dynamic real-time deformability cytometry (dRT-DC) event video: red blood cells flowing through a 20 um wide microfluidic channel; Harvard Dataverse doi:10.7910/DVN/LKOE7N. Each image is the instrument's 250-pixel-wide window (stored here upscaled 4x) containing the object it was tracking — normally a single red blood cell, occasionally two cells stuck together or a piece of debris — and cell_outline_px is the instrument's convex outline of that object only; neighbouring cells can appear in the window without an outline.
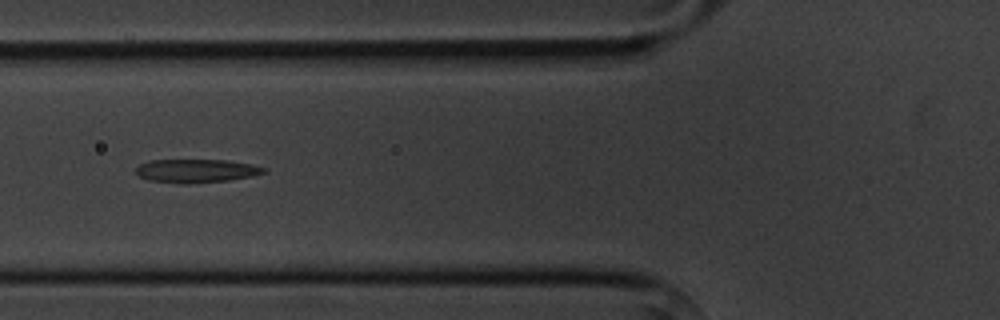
{"species": "common noctule bat (a hibernating species)", "species_latin": "Nyctalus noctula", "temperature_condition": "cold", "stored_images_in_passage": 7, "camera_frame_rate_fps": 3000, "um_per_image_px": 0.085, "animal": {"sex": "male", "body_mass_g": 20.1, "forearm_length_mm": 53.5}, "frame": {"image": 1, "passage_image": 6, "time_ms": 6.0, "image_size_px": [1000, 320], "cell_outline_px": [[268, 172], [252, 176], [228, 180], [188, 184], [180, 184], [148, 180], [140, 176], [136, 172], [136, 168], [140, 164], [152, 160], [228, 160], [252, 164], [268, 168]], "centroid_in_image_um": [16.73, 14.52], "position_along_channel_um": 109.1, "area_um2": 17.63}}
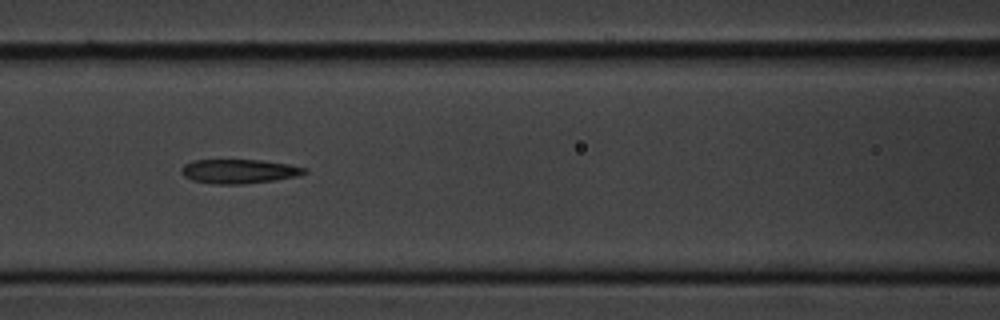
{"frame": {"image": 2, "passage_image": 7, "time_ms": 7.0, "image_size_px": [1000, 320], "cell_outline_px": [[308, 172], [296, 176], [272, 180], [244, 184], [216, 184], [192, 180], [184, 176], [180, 172], [180, 168], [184, 164], [192, 160], [260, 160], [288, 164], [308, 168]], "centroid_in_image_um": [20.29, 14.55], "position_along_channel_um": 146.3, "area_um2": 17.34}}